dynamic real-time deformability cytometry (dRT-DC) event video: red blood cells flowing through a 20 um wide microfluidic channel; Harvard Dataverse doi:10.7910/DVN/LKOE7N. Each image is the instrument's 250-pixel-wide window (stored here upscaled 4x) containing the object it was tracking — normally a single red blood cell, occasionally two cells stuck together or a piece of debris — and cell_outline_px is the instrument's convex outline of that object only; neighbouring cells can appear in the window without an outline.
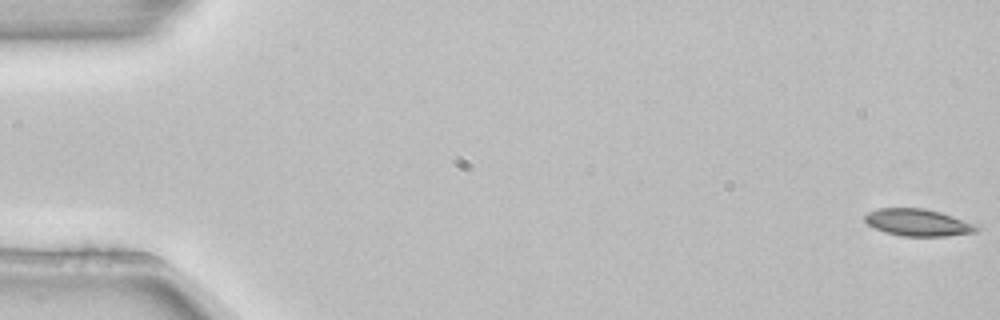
{"species": "common noctule bat (a hibernating species)", "species_latin": "Nyctalus noctula", "temperature_condition": "room temperature", "stored_images_in_passage": 4, "camera_frame_rate_fps": 3000, "um_per_image_px": 0.085, "animal": {"sex": "female", "body_mass_g": 22.7, "forearm_length_mm": 54.2}, "frame": {"image": 1, "passage_image": 1, "time_ms": 0.0, "image_size_px": [1000, 320], "cell_outline_px": [[980, 228], [976, 232], [944, 236], [900, 236], [884, 232], [868, 224], [864, 220], [864, 216], [868, 212], [876, 208], [924, 208], [940, 212], [980, 224]], "centroid_in_image_um": [78.06, 18.91], "position_along_channel_um": 6.9, "area_um2": 17.86}}
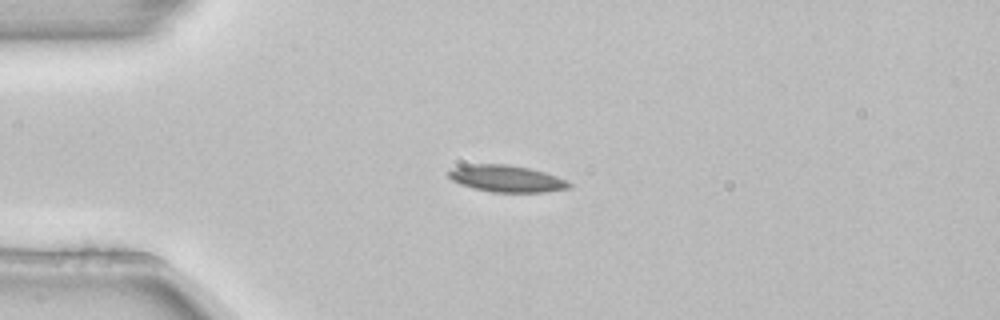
{"frame": {"image": 2, "passage_image": 4, "time_ms": 1.0, "image_size_px": [1000, 320], "cell_outline_px": [[572, 188], [548, 192], [492, 192], [472, 188], [460, 184], [452, 180], [448, 176], [448, 172], [452, 168], [472, 164], [504, 164], [528, 168], [544, 172], [556, 176], [572, 184]], "centroid_in_image_um": [43.06, 15.2], "position_along_channel_um": 41.9, "area_um2": 18.73}}